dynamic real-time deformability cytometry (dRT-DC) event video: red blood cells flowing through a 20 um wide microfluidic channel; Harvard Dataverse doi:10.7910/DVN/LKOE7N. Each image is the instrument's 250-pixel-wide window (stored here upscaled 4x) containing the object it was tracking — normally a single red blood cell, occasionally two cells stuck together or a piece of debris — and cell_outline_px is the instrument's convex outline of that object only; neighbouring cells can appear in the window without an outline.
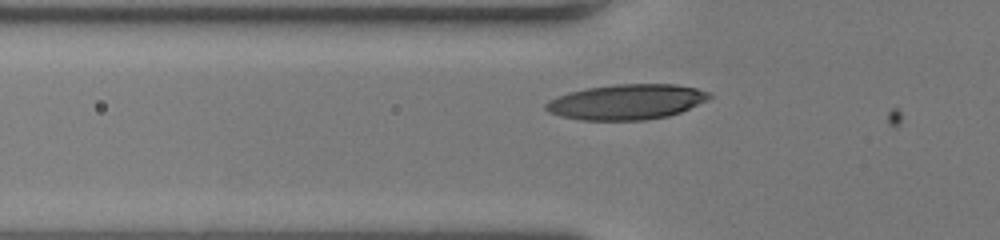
{"species": "human", "species_latin": "Homo sapiens", "temperature_condition": "room temperature", "stored_images_in_passage": 34, "camera_frame_rate_fps": 3000, "um_per_image_px": 0.085, "donor": {"sex": "female"}, "frame": {"image": 1, "passage_image": 8, "time_ms": 2.333, "image_size_px": [1000, 240], "cell_outline_px": [[712, 96], [680, 112], [668, 116], [644, 120], [580, 120], [560, 116], [548, 112], [544, 108], [544, 104], [548, 100], [568, 92], [588, 88], [616, 84], [676, 84], [696, 88], [708, 92]], "centroid_in_image_um": [53.19, 8.66], "position_along_channel_um": 72.6, "area_um2": 33.41}}
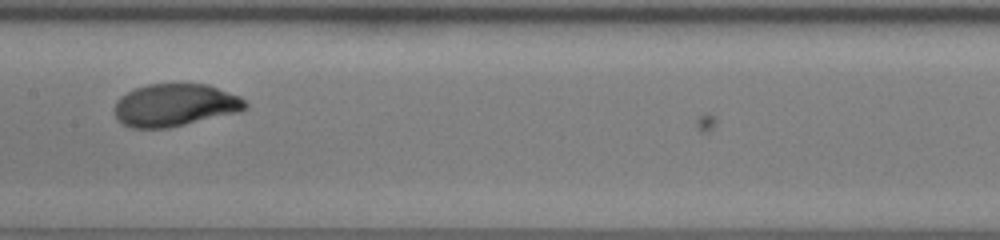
{"frame": {"image": 2, "passage_image": 17, "time_ms": 5.333, "image_size_px": [1000, 240], "cell_outline_px": [[248, 108], [240, 112], [168, 128], [132, 128], [124, 124], [116, 116], [116, 100], [120, 96], [136, 88], [148, 84], [208, 84], [240, 96], [248, 104]], "centroid_in_image_um": [14.92, 8.93], "position_along_channel_um": 192.5, "area_um2": 32.37}}
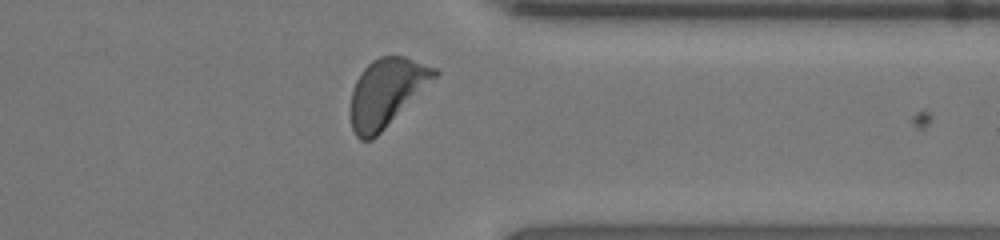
{"frame": {"image": 3, "passage_image": 31, "time_ms": 10.0, "image_size_px": [1000, 240], "cell_outline_px": [[440, 72], [372, 140], [360, 140], [356, 136], [352, 128], [352, 88], [360, 72], [372, 60], [380, 56], [404, 56], [436, 68]], "centroid_in_image_um": [32.83, 7.83], "position_along_channel_um": 378.6, "area_um2": 32.25}, "authors_computed_cell_mechanics": {"area_um2": 32.368, "velocity_mm_per_s": 4.0443, "shape_relaxation_time_tau1_ms": 2.8706, "shape_relaxation_time_tau2_ms": null, "deformation_change_tau1": 0.1777, "deformation_change_tau2": null}}